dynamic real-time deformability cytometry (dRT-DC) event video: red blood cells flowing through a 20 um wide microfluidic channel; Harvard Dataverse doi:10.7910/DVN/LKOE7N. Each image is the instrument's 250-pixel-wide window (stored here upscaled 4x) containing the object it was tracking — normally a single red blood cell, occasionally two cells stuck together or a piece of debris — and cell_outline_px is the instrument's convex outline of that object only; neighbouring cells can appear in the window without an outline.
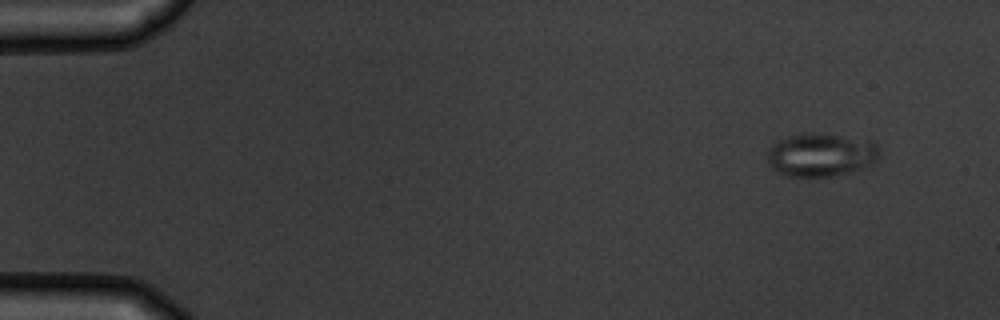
{"species": "common noctule bat (a hibernating species)", "species_latin": "Nyctalus noctula", "temperature_condition": "warm", "stored_images_in_passage": 5, "camera_frame_rate_fps": 3000, "um_per_image_px": 0.085, "animal": {"sex": "male", "body_mass_g": 19.5, "forearm_length_mm": 54.6}, "frame": {"image": 1, "passage_image": 1, "time_ms": 0.0, "image_size_px": [1000, 320], "cell_outline_px": [[880, 148], [876, 160], [872, 164], [848, 172], [832, 176], [788, 176], [772, 168], [768, 164], [768, 148], [772, 144], [788, 136], [800, 132], [812, 132], [876, 140]], "centroid_in_image_um": [69.8, 13.12], "position_along_channel_um": 15.2, "area_um2": 28.5}}